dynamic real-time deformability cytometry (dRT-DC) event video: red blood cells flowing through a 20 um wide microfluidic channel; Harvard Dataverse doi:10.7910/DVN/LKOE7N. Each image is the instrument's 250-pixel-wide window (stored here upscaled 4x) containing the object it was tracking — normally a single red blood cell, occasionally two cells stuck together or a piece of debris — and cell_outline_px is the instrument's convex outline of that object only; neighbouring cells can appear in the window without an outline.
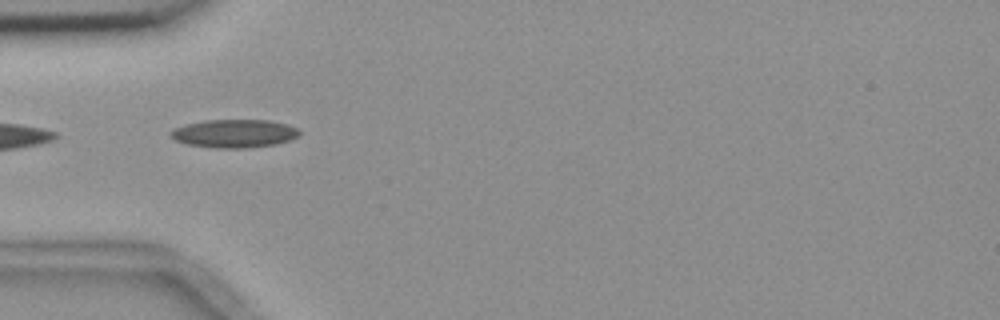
{"species": "common noctule bat (a hibernating species)", "species_latin": "Nyctalus noctula", "temperature_condition": "room temperature", "stored_images_in_passage": 4, "camera_frame_rate_fps": 3000, "um_per_image_px": 0.085, "animal": {"sex": "female", "body_mass_g": 18.4}, "frame": {"image": 1, "passage_image": 1, "time_ms": 0.0, "image_size_px": [1000, 320], "cell_outline_px": [[300, 136], [276, 144], [244, 148], [216, 148], [188, 144], [176, 140], [168, 132], [184, 124], [204, 120], [268, 120], [288, 124], [296, 128], [300, 132]], "centroid_in_image_um": [19.92, 11.34], "position_along_channel_um": 65.1, "area_um2": 21.1}}